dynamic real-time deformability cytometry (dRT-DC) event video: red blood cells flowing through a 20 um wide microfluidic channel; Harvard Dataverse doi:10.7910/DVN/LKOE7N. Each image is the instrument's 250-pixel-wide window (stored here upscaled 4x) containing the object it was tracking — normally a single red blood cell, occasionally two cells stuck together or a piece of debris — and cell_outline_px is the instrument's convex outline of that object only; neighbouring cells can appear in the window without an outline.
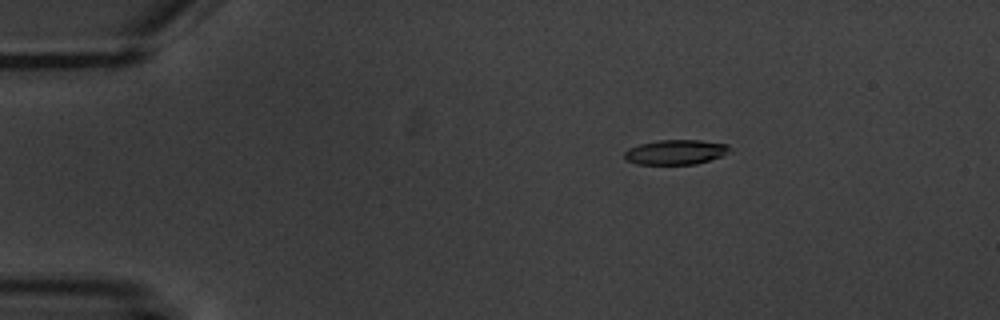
{"species": "common noctule bat (a hibernating species)", "species_latin": "Nyctalus noctula", "temperature_condition": "warm", "stored_images_in_passage": 4, "camera_frame_rate_fps": 3000, "um_per_image_px": 0.085, "animal": {"sex": "male", "body_mass_g": 20.1, "forearm_length_mm": 53.5}, "frame": {"image": 1, "passage_image": 3, "time_ms": 2.667, "image_size_px": [1000, 320], "cell_outline_px": [[728, 152], [720, 156], [696, 164], [636, 164], [628, 160], [624, 156], [624, 152], [628, 148], [640, 144], [660, 140], [700, 140], [728, 144]], "centroid_in_image_um": [57.4, 12.92], "position_along_channel_um": 27.6, "area_um2": 14.97}}